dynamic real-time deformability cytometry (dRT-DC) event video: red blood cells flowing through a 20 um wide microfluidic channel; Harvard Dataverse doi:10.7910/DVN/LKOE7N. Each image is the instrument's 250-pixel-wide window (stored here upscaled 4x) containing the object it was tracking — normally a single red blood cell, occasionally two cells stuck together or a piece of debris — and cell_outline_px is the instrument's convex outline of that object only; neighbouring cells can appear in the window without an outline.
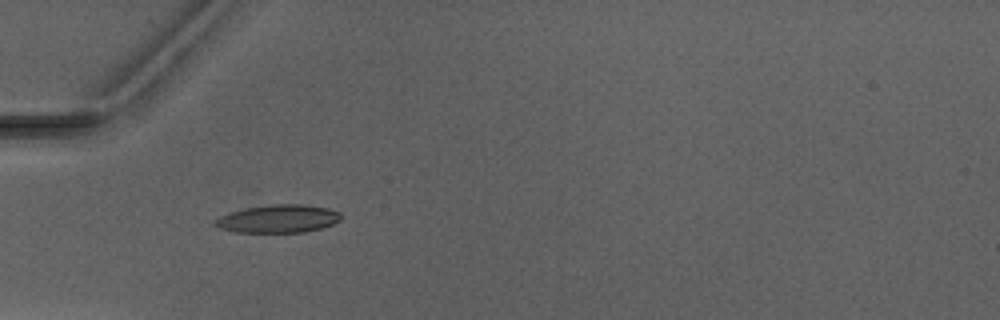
{"species": "Egyptian fruit bat (a non-hibernating species)", "species_latin": "Rousettus aegyptiacus", "temperature_condition": "warm", "stored_images_in_passage": 2, "camera_frame_rate_fps": 3000, "um_per_image_px": 0.085, "animal": {"sex": "male"}, "frame": {"image": 1, "passage_image": 2, "time_ms": 1.0, "image_size_px": [1000, 320], "cell_outline_px": [[340, 220], [332, 224], [320, 228], [304, 232], [236, 232], [220, 228], [212, 224], [220, 216], [244, 208], [272, 204], [304, 204], [328, 208], [340, 212]], "centroid_in_image_um": [23.65, 18.59], "position_along_channel_um": 61.4, "area_um2": 20.4}}